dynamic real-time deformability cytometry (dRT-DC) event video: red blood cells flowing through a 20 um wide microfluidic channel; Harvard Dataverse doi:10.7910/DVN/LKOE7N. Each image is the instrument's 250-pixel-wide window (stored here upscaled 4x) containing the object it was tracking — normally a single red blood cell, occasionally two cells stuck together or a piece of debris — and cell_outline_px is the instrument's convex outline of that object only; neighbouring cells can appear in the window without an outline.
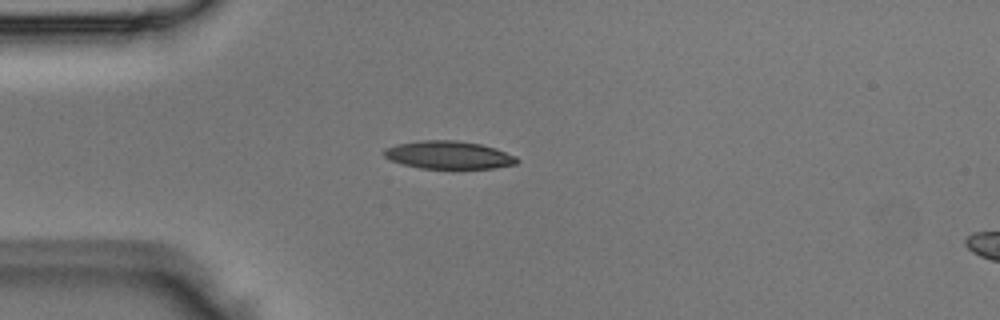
{"species": "Egyptian fruit bat (a non-hibernating species)", "species_latin": "Rousettus aegyptiacus", "temperature_condition": "room temperature", "stored_images_in_passage": 49, "camera_frame_rate_fps": 3000, "um_per_image_px": 0.085, "animal": {"sex": "male"}, "frame": {"image": 1, "passage_image": 12, "time_ms": 3.667, "image_size_px": [1000, 320], "cell_outline_px": [[520, 160], [516, 164], [496, 168], [420, 168], [404, 164], [392, 160], [384, 156], [384, 148], [396, 144], [420, 140], [456, 140], [480, 144], [496, 148], [516, 156]], "centroid_in_image_um": [38.16, 13.16], "position_along_channel_um": 46.8, "area_um2": 21.56}}
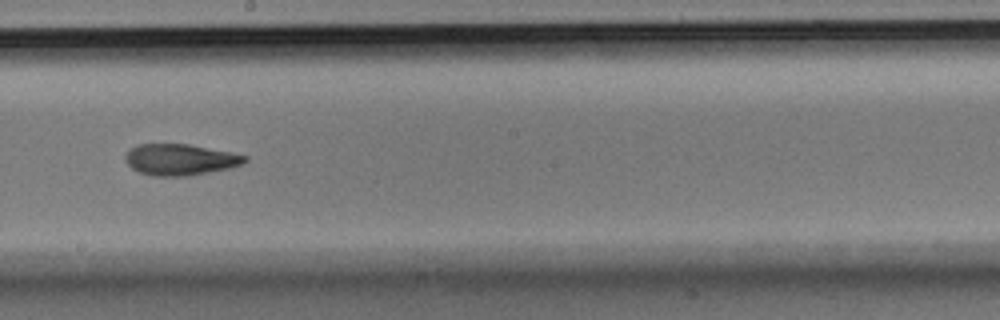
{"frame": {"image": 2, "passage_image": 27, "time_ms": 8.667, "image_size_px": [1000, 320], "cell_outline_px": [[248, 160], [244, 164], [232, 168], [188, 176], [152, 176], [140, 172], [132, 168], [128, 164], [124, 156], [132, 148], [140, 144], [188, 144], [232, 152], [248, 156]], "centroid_in_image_um": [15.38, 13.57], "position_along_channel_um": 232.8, "area_um2": 21.85}}
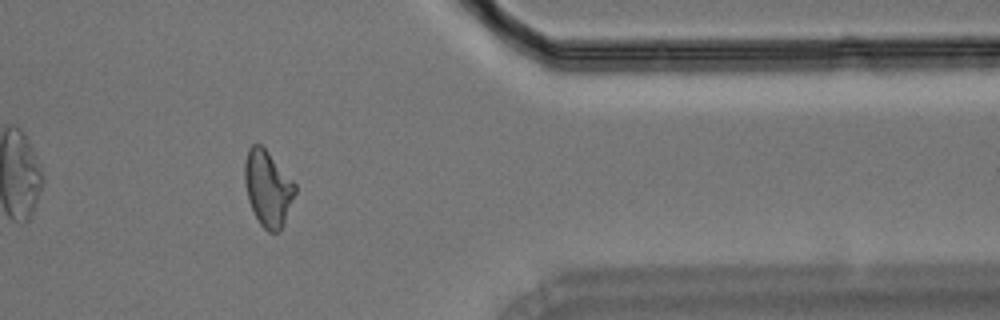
{"frame": {"image": 3, "passage_image": 40, "time_ms": 13.0, "image_size_px": [1000, 320], "cell_outline_px": [[296, 192], [280, 232], [268, 232], [260, 224], [248, 200], [244, 180], [244, 160], [248, 148], [252, 144], [260, 144], [268, 152], [296, 184]], "centroid_in_image_um": [22.75, 16.0], "position_along_channel_um": 388.6, "area_um2": 22.14}}